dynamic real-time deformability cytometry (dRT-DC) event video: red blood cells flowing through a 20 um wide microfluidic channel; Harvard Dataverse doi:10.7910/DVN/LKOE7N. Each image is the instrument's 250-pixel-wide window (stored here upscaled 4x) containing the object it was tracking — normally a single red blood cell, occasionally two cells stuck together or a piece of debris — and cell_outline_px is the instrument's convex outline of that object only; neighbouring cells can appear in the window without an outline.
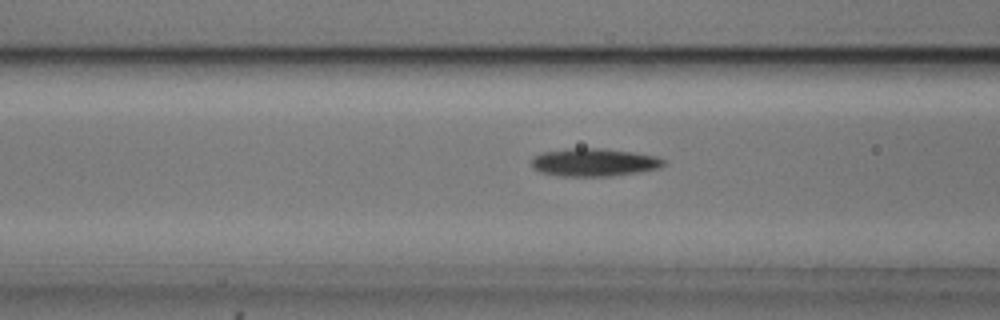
{"species": "common noctule bat (a hibernating species)", "species_latin": "Nyctalus noctula", "temperature_condition": "cold", "stored_images_in_passage": 54, "camera_frame_rate_fps": 3000, "um_per_image_px": 0.085, "animal": {"sex": "male", "body_mass_g": 20.5, "forearm_length_mm": 52.5}, "frame": {"image": 1, "passage_image": 21, "time_ms": 6.667, "image_size_px": [1000, 320], "cell_outline_px": [[664, 164], [660, 168], [636, 172], [608, 176], [560, 176], [540, 172], [532, 168], [532, 156], [540, 152], [568, 148], [604, 148], [632, 152], [656, 156], [664, 160]], "centroid_in_image_um": [50.43, 13.79], "position_along_channel_um": 116.2, "area_um2": 21.56}}
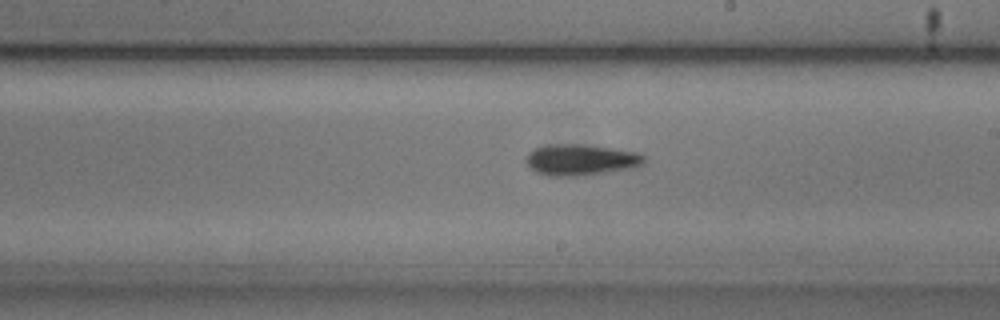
{"frame": {"image": 2, "passage_image": 31, "time_ms": 10.0, "image_size_px": [1000, 320], "cell_outline_px": [[644, 164], [632, 168], [584, 176], [548, 176], [536, 172], [528, 168], [524, 160], [528, 152], [532, 148], [544, 144], [580, 144], [612, 148], [636, 152], [644, 156]], "centroid_in_image_um": [49.29, 13.59], "position_along_channel_um": 239.7, "area_um2": 21.85}}
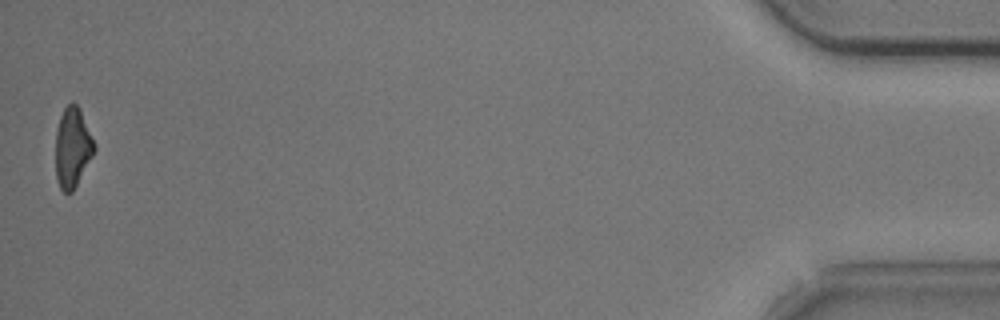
{"frame": {"image": 3, "passage_image": 54, "time_ms": 17.667, "image_size_px": [1000, 320], "cell_outline_px": [[96, 148], [92, 156], [72, 192], [64, 192], [60, 188], [56, 176], [56, 132], [60, 116], [64, 108], [68, 104], [76, 104], [80, 108], [96, 144]], "centroid_in_image_um": [6.17, 12.52], "position_along_channel_um": 429.0, "area_um2": 17.86}, "authors_computed_cell_mechanics": {"area_um2": 19.7098, "velocity_mm_per_s": 3.7029, "shape_relaxation_time_tau1_ms": 2.5555, "shape_relaxation_time_tau2_ms": null, "deformation_change_tau1": 0.1238, "deformation_change_tau2": null}}